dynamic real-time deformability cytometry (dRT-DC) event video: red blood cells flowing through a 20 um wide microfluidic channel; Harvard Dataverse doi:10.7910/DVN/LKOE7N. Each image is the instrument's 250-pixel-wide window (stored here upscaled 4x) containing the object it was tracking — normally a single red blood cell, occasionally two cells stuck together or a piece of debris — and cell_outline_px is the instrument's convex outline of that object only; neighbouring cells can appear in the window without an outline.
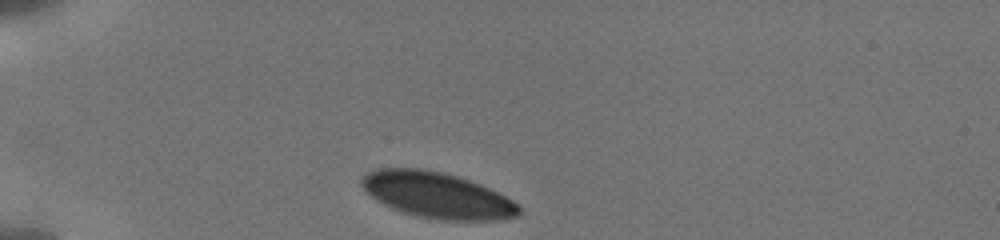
{"species": "human", "species_latin": "Homo sapiens", "temperature_condition": "cold", "stored_images_in_passage": 5, "camera_frame_rate_fps": 3000, "um_per_image_px": 0.085, "donor": {"sex": "male"}, "frame": {"image": 1, "passage_image": 1, "time_ms": 0.0, "image_size_px": [1000, 240], "cell_outline_px": [[524, 212], [520, 216], [496, 220], [436, 220], [416, 216], [392, 208], [376, 200], [360, 184], [360, 180], [368, 172], [380, 168], [420, 168], [440, 172], [456, 176], [480, 184], [520, 204], [524, 208]], "centroid_in_image_um": [37.21, 16.61], "position_along_channel_um": 47.8, "area_um2": 42.02}}
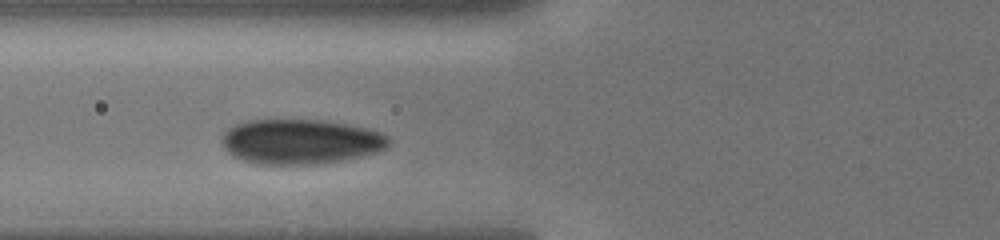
{"frame": {"image": 2, "passage_image": 4, "time_ms": 2.333, "image_size_px": [1000, 240], "cell_outline_px": [[392, 140], [384, 148], [376, 152], [360, 156], [340, 160], [316, 164], [256, 164], [232, 156], [224, 148], [220, 140], [220, 136], [232, 124], [248, 120], [324, 120], [348, 124], [380, 132], [388, 136]], "centroid_in_image_um": [25.48, 12.03], "position_along_channel_um": 100.3, "area_um2": 43.75}}